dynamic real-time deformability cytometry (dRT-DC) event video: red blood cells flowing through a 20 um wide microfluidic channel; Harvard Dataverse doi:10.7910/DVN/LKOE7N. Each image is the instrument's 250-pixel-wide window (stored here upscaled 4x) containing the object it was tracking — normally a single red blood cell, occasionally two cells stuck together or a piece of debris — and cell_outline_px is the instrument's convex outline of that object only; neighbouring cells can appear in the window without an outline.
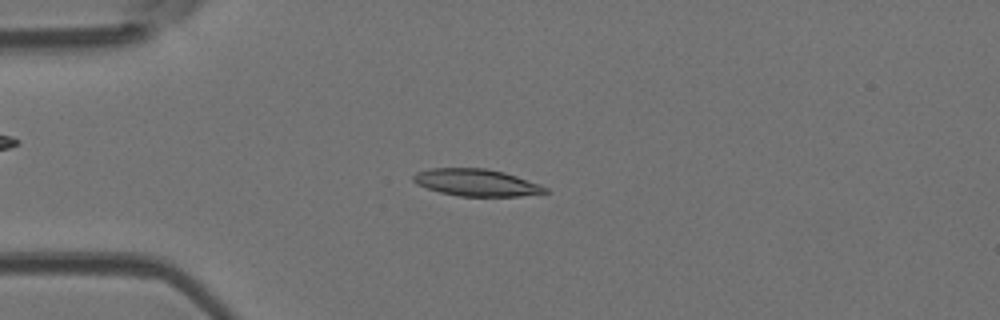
{"species": "Egyptian fruit bat (a non-hibernating species)", "species_latin": "Rousettus aegyptiacus", "temperature_condition": "room temperature", "stored_images_in_passage": 2, "camera_frame_rate_fps": 3000, "um_per_image_px": 0.085, "animal": {"sex": "female"}, "frame": {"image": 1, "passage_image": 1, "time_ms": 0.0, "image_size_px": [1000, 320], "cell_outline_px": [[552, 192], [520, 196], [460, 196], [440, 192], [416, 184], [412, 180], [412, 176], [416, 172], [432, 168], [484, 168], [504, 172], [540, 184], [548, 188]], "centroid_in_image_um": [40.51, 15.52], "position_along_channel_um": 44.5, "area_um2": 20.81}}